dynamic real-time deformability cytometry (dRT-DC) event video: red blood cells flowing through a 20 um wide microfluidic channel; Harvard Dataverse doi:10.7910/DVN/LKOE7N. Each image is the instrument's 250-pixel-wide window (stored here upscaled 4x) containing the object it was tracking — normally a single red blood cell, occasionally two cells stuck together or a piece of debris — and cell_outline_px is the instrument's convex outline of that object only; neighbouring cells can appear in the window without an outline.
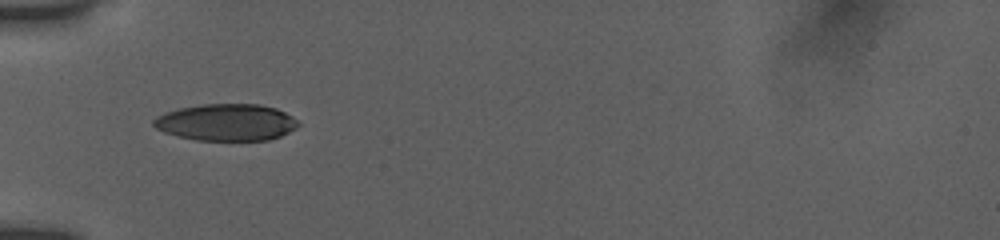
{"species": "human", "species_latin": "Homo sapiens", "temperature_condition": "room temperature", "stored_images_in_passage": 34, "camera_frame_rate_fps": 3000, "um_per_image_px": 0.085, "donor": {"sex": "female"}, "frame": {"image": 1, "passage_image": 1, "time_ms": 0.0, "image_size_px": [1000, 240], "cell_outline_px": [[300, 124], [296, 128], [280, 136], [268, 140], [196, 140], [176, 136], [164, 132], [156, 128], [152, 124], [152, 120], [156, 116], [164, 112], [180, 108], [204, 104], [260, 104], [276, 108], [292, 116]], "centroid_in_image_um": [19.21, 10.4], "position_along_channel_um": 65.8, "area_um2": 31.1}}
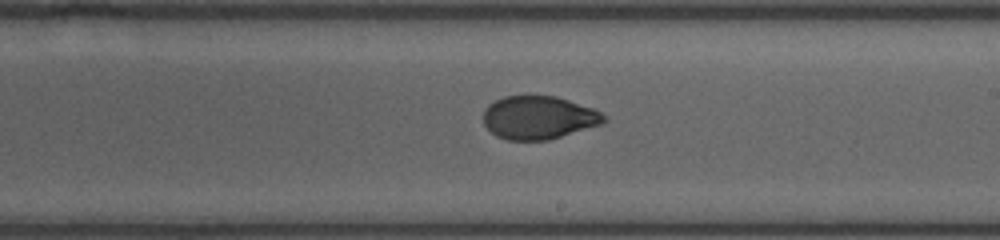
{"frame": {"image": 2, "passage_image": 17, "time_ms": 4.667, "image_size_px": [1000, 240], "cell_outline_px": [[608, 120], [604, 124], [548, 140], [508, 140], [496, 136], [484, 124], [484, 108], [488, 104], [504, 96], [556, 96], [592, 108], [608, 116]], "centroid_in_image_um": [45.81, 10.0], "position_along_channel_um": 243.2, "area_um2": 30.46}}
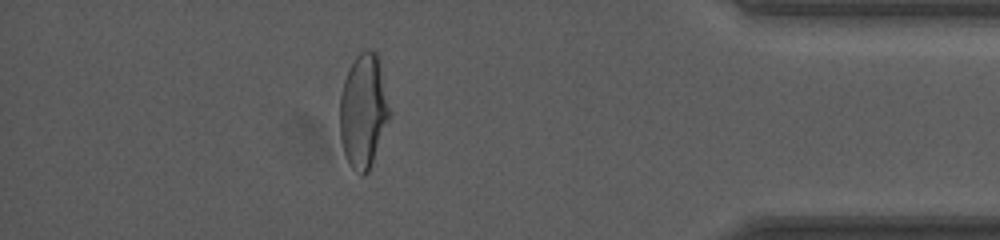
{"frame": {"image": 3, "passage_image": 29, "time_ms": 9.667, "image_size_px": [1000, 240], "cell_outline_px": [[388, 120], [368, 172], [364, 176], [360, 176], [352, 168], [344, 152], [340, 140], [340, 96], [344, 80], [348, 68], [356, 56], [364, 48], [368, 48], [376, 52], [380, 56], [388, 108]], "centroid_in_image_um": [30.86, 9.38], "position_along_channel_um": 404.3, "area_um2": 32.77}, "authors_computed_cell_mechanics": {"area_um2": 31.9923, "velocity_mm_per_s": 3.8923, "shape_relaxation_time_tau1_ms": 5.0453, "shape_relaxation_time_tau2_ms": 1.2784, "deformation_change_tau1": 0.1783, "deformation_change_tau2": 0.0492}}